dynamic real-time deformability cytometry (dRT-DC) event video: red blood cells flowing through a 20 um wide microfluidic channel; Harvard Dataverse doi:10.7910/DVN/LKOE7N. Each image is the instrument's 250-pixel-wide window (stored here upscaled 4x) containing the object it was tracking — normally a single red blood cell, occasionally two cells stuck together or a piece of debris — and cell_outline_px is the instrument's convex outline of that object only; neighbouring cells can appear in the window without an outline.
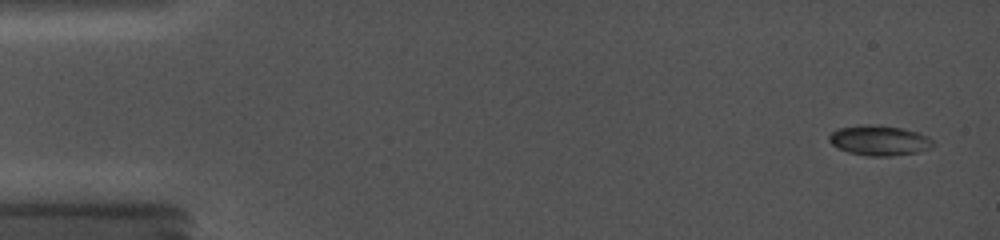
{"species": "common noctule bat (a hibernating species)", "species_latin": "Nyctalus noctula", "temperature_condition": "cold", "stored_images_in_passage": 43, "camera_frame_rate_fps": 5000, "um_per_image_px": 0.085, "animal": {"sex": "female", "body_mass_g": 19.0, "forearm_length_mm": 56.7}, "frame": {"image": 1, "passage_image": 2, "time_ms": 0.6, "image_size_px": [1000, 240], "cell_outline_px": [[936, 144], [932, 148], [916, 152], [888, 156], [868, 156], [848, 152], [836, 148], [828, 140], [828, 136], [836, 128], [868, 124], [904, 128], [928, 136]], "centroid_in_image_um": [74.73, 11.93], "position_along_channel_um": 10.3, "area_um2": 18.32}}
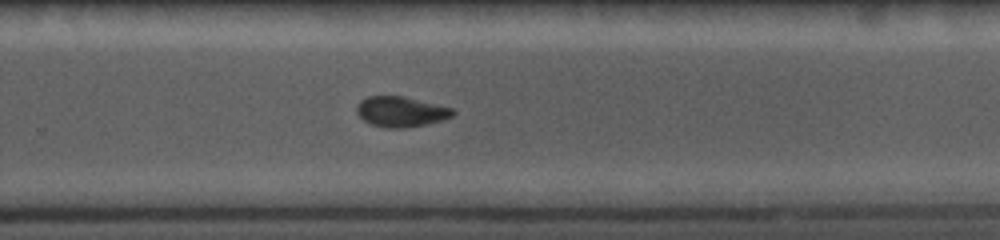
{"frame": {"image": 2, "passage_image": 25, "time_ms": 11.6, "image_size_px": [1000, 240], "cell_outline_px": [[456, 112], [452, 116], [440, 120], [424, 124], [404, 128], [388, 128], [372, 124], [364, 120], [356, 112], [356, 104], [360, 100], [368, 96], [404, 96], [452, 108]], "centroid_in_image_um": [34.04, 9.48], "position_along_channel_um": 295.8, "area_um2": 16.82}}
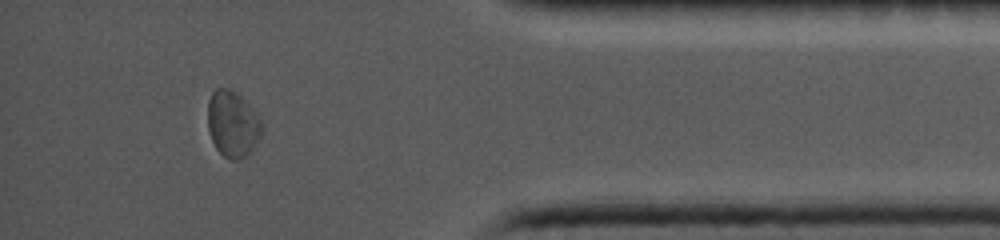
{"frame": {"image": 3, "passage_image": 38, "time_ms": 15.2, "image_size_px": [1000, 240], "cell_outline_px": [[264, 128], [252, 152], [240, 160], [232, 160], [224, 156], [216, 148], [208, 132], [208, 100], [212, 92], [216, 88], [228, 88], [240, 92], [260, 116], [264, 124]], "centroid_in_image_um": [19.82, 10.51], "position_along_channel_um": 415.4, "area_um2": 21.62}}